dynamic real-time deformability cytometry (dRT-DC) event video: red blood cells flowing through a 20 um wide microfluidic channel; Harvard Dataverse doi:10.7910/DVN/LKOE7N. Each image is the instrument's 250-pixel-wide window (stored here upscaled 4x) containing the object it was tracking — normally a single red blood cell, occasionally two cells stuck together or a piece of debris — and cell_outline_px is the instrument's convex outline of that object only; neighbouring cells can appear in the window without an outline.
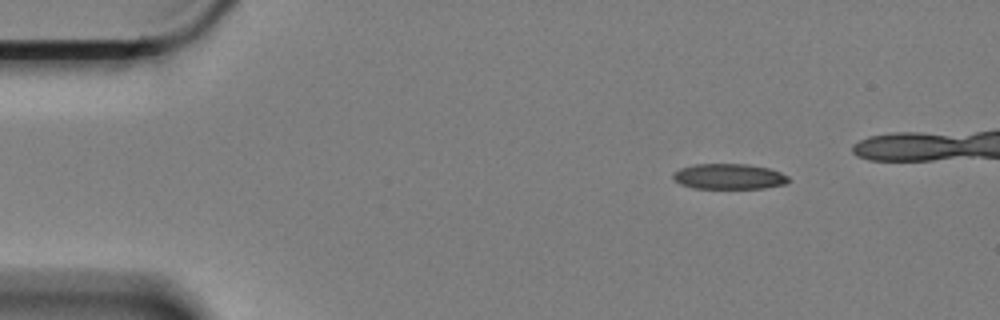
{"species": "Egyptian fruit bat (a non-hibernating species)", "species_latin": "Rousettus aegyptiacus", "temperature_condition": "cold", "stored_images_in_passage": 4, "camera_frame_rate_fps": 3000, "um_per_image_px": 0.085, "animal": {"sex": "female"}, "frame": {"image": 1, "passage_image": 1, "time_ms": 0.0, "image_size_px": [1000, 320], "cell_outline_px": [[788, 184], [764, 188], [696, 188], [680, 184], [672, 176], [672, 172], [680, 168], [696, 164], [744, 164], [768, 168], [780, 172], [788, 176]], "centroid_in_image_um": [61.96, 15.0], "position_along_channel_um": 23.0, "area_um2": 17.05}}